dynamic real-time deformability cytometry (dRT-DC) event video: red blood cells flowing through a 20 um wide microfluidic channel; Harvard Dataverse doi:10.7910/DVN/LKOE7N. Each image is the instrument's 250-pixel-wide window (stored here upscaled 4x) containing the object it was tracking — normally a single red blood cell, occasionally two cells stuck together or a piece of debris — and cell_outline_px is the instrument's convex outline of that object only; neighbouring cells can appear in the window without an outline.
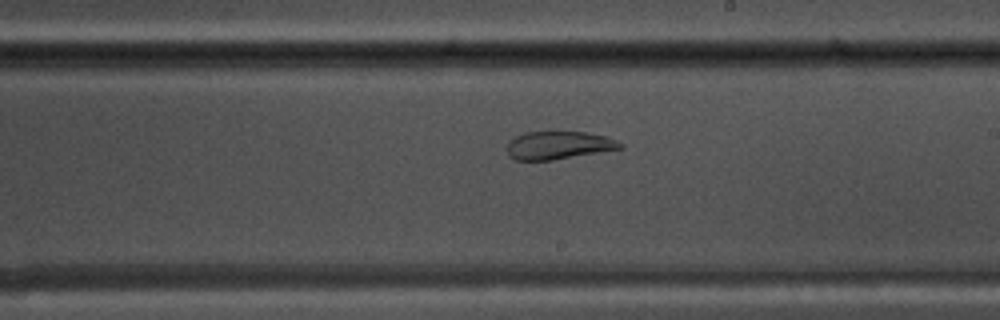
{"species": "common noctule bat (a hibernating species)", "species_latin": "Nyctalus noctula", "temperature_condition": "warm", "stored_images_in_passage": 54, "camera_frame_rate_fps": 3000, "um_per_image_px": 0.085, "animal": {"sex": "male", "body_mass_g": 17.5, "forearm_length_mm": 52.3}, "frame": {"image": 1, "passage_image": 32, "time_ms": 10.333, "image_size_px": [1000, 320], "cell_outline_px": [[624, 148], [552, 160], [516, 160], [508, 156], [508, 144], [516, 136], [524, 132], [552, 128], [584, 132], [608, 136], [624, 144]], "centroid_in_image_um": [47.5, 12.29], "position_along_channel_um": 241.5, "area_um2": 19.25}}
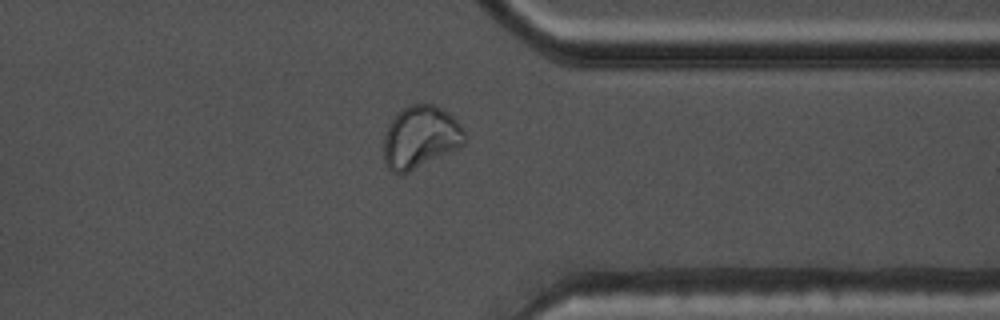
{"frame": {"image": 2, "passage_image": 43, "time_ms": 14.0, "image_size_px": [1000, 320], "cell_outline_px": [[464, 144], [400, 176], [392, 172], [388, 168], [384, 160], [384, 136], [388, 124], [408, 104], [432, 104], [448, 112], [460, 124], [464, 132]], "centroid_in_image_um": [35.7, 11.66], "position_along_channel_um": 375.7, "area_um2": 29.02}}
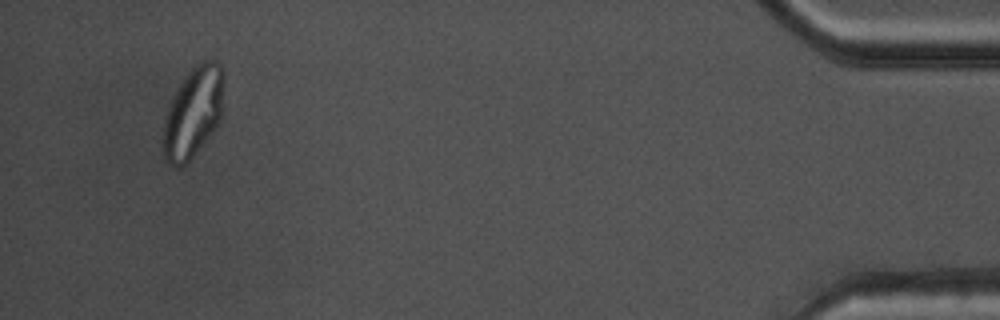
{"frame": {"image": 3, "passage_image": 52, "time_ms": 17.0, "image_size_px": [1000, 320], "cell_outline_px": [[224, 116], [216, 128], [188, 164], [180, 168], [172, 168], [164, 160], [160, 148], [164, 120], [168, 104], [176, 88], [192, 64], [204, 60], [216, 60], [224, 68]], "centroid_in_image_um": [16.42, 9.58], "position_along_channel_um": 418.8, "area_um2": 34.1}, "authors_computed_cell_mechanics": {"area_um2": 26.8192, "velocity_mm_per_s": 3.7707, "shape_relaxation_time_tau1_ms": null, "shape_relaxation_time_tau2_ms": 1.5302, "deformation_change_tau1": null, "deformation_change_tau2": 0.0677}}